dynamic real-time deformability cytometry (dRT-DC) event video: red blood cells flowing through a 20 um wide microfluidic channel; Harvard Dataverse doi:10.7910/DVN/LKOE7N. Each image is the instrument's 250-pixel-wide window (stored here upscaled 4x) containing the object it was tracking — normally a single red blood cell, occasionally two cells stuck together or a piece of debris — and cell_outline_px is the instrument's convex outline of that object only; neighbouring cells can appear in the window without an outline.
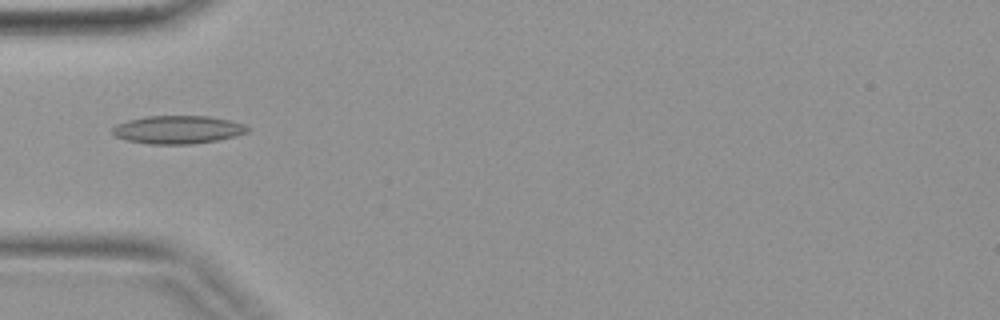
{"species": "common noctule bat (a hibernating species)", "species_latin": "Nyctalus noctula", "temperature_condition": "warm", "stored_images_in_passage": 4, "camera_frame_rate_fps": 3000, "um_per_image_px": 0.085, "animal": {"sex": "female", "body_mass_g": 19.9}, "frame": {"image": 1, "passage_image": 3, "time_ms": 0.667, "image_size_px": [1000, 320], "cell_outline_px": [[252, 128], [248, 132], [236, 136], [220, 140], [192, 144], [148, 144], [124, 140], [116, 136], [112, 132], [112, 128], [116, 124], [128, 120], [144, 116], [208, 116], [228, 120], [244, 124]], "centroid_in_image_um": [15.13, 11.03], "position_along_channel_um": 69.9, "area_um2": 22.37}}
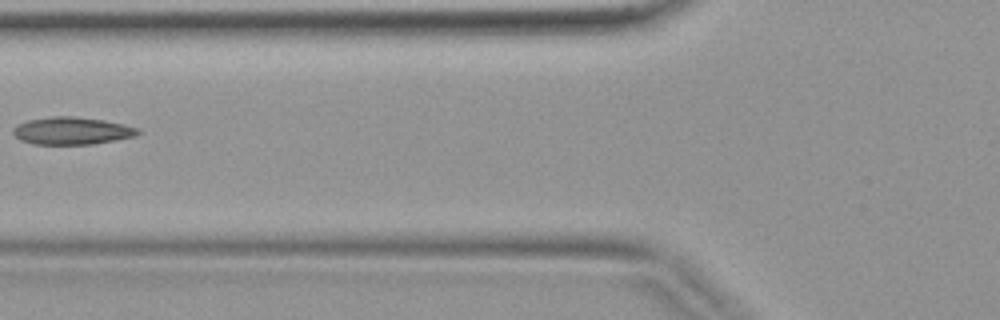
{"frame": {"image": 2, "passage_image": 4, "time_ms": 1.0, "image_size_px": [1000, 320], "cell_outline_px": [[140, 132], [136, 136], [116, 140], [92, 144], [32, 144], [20, 140], [12, 132], [12, 128], [16, 124], [28, 120], [52, 116], [72, 116], [104, 120], [124, 124], [140, 128]], "centroid_in_image_um": [6.11, 11.11], "position_along_channel_um": 119.7, "area_um2": 20.11}}